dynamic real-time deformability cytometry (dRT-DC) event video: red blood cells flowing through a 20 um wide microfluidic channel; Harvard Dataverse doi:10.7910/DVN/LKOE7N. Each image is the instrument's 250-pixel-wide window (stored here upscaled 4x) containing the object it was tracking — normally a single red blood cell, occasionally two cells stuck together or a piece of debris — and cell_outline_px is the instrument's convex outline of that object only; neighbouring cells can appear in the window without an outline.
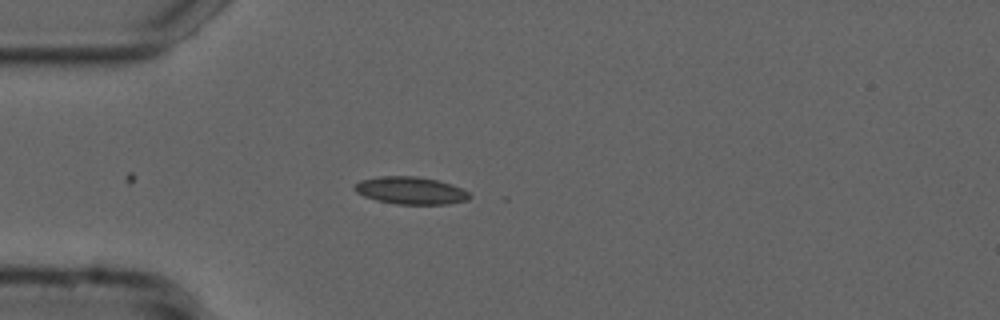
{"species": "common noctule bat (a hibernating species)", "species_latin": "Nyctalus noctula", "temperature_condition": "cold", "stored_images_in_passage": 6, "camera_frame_rate_fps": 3000, "um_per_image_px": 0.085, "animal": {"sex": "male", "forearm_length_mm": 52.5}, "frame": {"image": 1, "passage_image": 1, "time_ms": 0.0, "image_size_px": [1000, 320], "cell_outline_px": [[472, 196], [468, 200], [448, 204], [396, 204], [376, 200], [364, 196], [356, 192], [352, 188], [360, 180], [376, 176], [416, 176], [436, 180], [452, 184], [468, 192]], "centroid_in_image_um": [34.89, 16.19], "position_along_channel_um": 50.1, "area_um2": 18.44}}
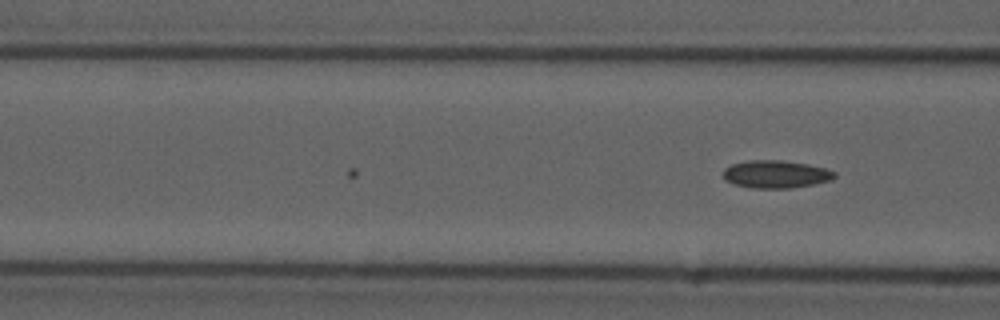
{"frame": {"image": 2, "passage_image": 6, "time_ms": 1.667, "image_size_px": [1000, 320], "cell_outline_px": [[836, 176], [832, 180], [792, 188], [752, 188], [732, 184], [724, 180], [724, 168], [732, 164], [748, 160], [780, 160], [808, 164], [824, 168], [836, 172]], "centroid_in_image_um": [65.93, 14.81], "position_along_channel_um": 100.7, "area_um2": 18.03}}